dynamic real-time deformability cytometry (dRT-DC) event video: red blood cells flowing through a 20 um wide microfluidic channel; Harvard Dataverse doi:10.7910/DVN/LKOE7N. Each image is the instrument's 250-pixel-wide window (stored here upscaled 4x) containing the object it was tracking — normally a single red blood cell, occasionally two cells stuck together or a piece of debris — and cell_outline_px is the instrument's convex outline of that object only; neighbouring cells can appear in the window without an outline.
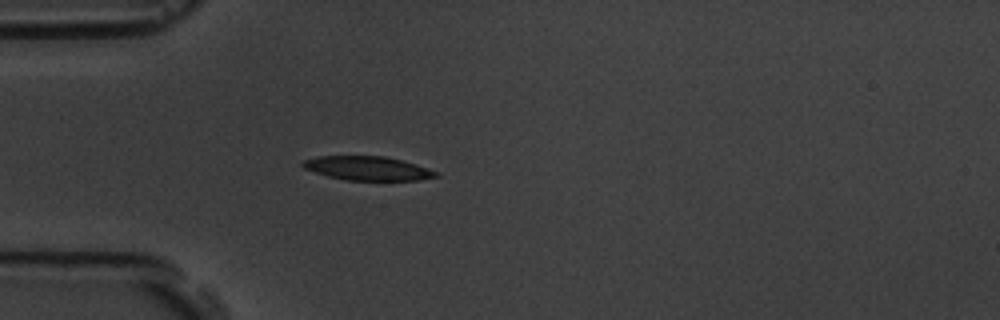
{"species": "common noctule bat (a hibernating species)", "species_latin": "Nyctalus noctula", "temperature_condition": "room temperature", "stored_images_in_passage": 3, "camera_frame_rate_fps": 3000, "um_per_image_px": 0.085, "animal": {"sex": "male", "body_mass_g": 19.5, "forearm_length_mm": 54.6}, "frame": {"image": 1, "passage_image": 3, "time_ms": 2.333, "image_size_px": [1000, 320], "cell_outline_px": [[440, 176], [420, 180], [348, 180], [328, 176], [304, 168], [300, 164], [304, 160], [316, 156], [384, 156], [416, 164], [440, 172]], "centroid_in_image_um": [31.28, 14.3], "position_along_channel_um": 53.7, "area_um2": 18.55}}